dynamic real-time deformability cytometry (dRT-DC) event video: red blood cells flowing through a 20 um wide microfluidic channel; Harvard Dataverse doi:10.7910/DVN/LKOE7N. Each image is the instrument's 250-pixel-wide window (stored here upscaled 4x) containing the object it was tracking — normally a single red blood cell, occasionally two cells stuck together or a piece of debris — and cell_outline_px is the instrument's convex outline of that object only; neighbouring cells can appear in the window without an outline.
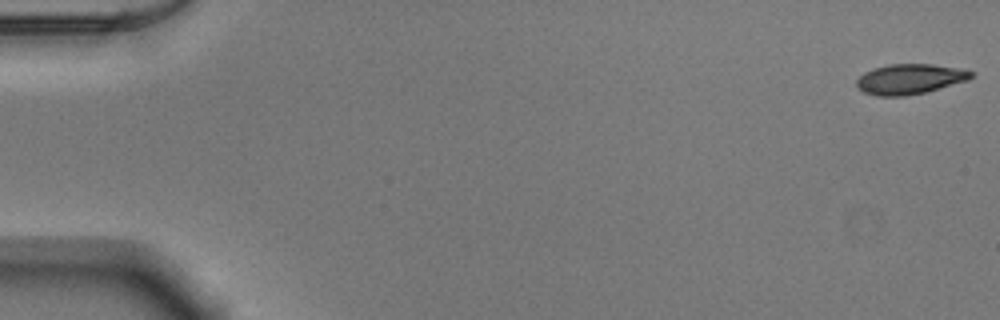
{"species": "Egyptian fruit bat (a non-hibernating species)", "species_latin": "Rousettus aegyptiacus", "temperature_condition": "warm", "stored_images_in_passage": 3, "camera_frame_rate_fps": 3000, "um_per_image_px": 0.085, "animal": {"sex": "male"}, "frame": {"image": 1, "passage_image": 1, "time_ms": 0.0, "image_size_px": [1000, 320], "cell_outline_px": [[976, 72], [968, 80], [924, 92], [908, 96], [876, 96], [864, 92], [856, 88], [856, 80], [864, 72], [872, 68], [888, 64], [932, 64], [956, 68]], "centroid_in_image_um": [77.28, 6.72], "position_along_channel_um": 7.7, "area_um2": 20.17}}